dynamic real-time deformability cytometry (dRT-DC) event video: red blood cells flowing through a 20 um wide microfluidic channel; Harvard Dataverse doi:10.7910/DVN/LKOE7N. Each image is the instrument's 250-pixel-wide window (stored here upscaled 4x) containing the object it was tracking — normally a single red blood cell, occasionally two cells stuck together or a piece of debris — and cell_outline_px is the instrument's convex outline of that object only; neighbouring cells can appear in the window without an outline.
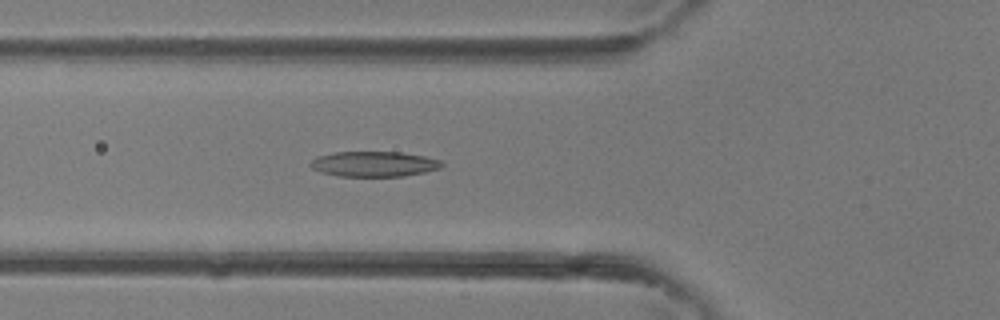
{"species": "common noctule bat (a hibernating species)", "species_latin": "Nyctalus noctula", "temperature_condition": "room temperature", "stored_images_in_passage": 38, "camera_frame_rate_fps": 3000, "um_per_image_px": 0.085, "animal": {"sex": "female"}, "frame": {"image": 1, "passage_image": 13, "time_ms": 4.0, "image_size_px": [1000, 320], "cell_outline_px": [[444, 164], [440, 168], [424, 172], [404, 176], [336, 176], [320, 172], [312, 168], [308, 164], [316, 156], [332, 152], [400, 152], [424, 156], [440, 160]], "centroid_in_image_um": [31.75, 13.94], "position_along_channel_um": 94.1, "area_um2": 19.42}}
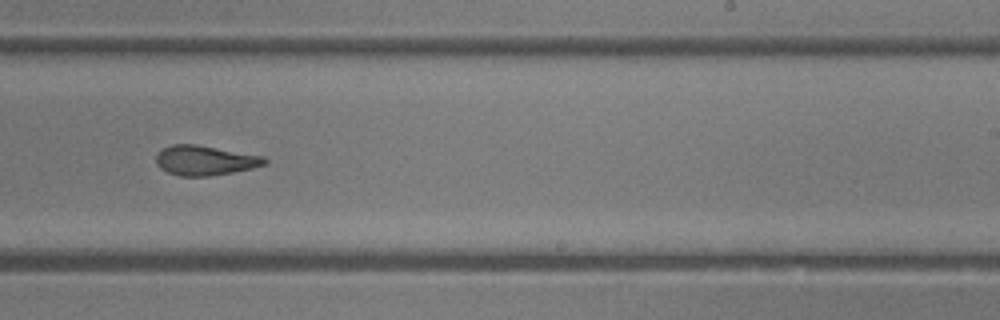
{"frame": {"image": 2, "passage_image": 23, "time_ms": 7.333, "image_size_px": [1000, 320], "cell_outline_px": [[268, 160], [264, 164], [252, 168], [212, 176], [180, 176], [168, 172], [160, 168], [156, 164], [156, 156], [164, 148], [172, 144], [196, 144], [264, 156]], "centroid_in_image_um": [17.42, 13.63], "position_along_channel_um": 271.6, "area_um2": 18.73}}
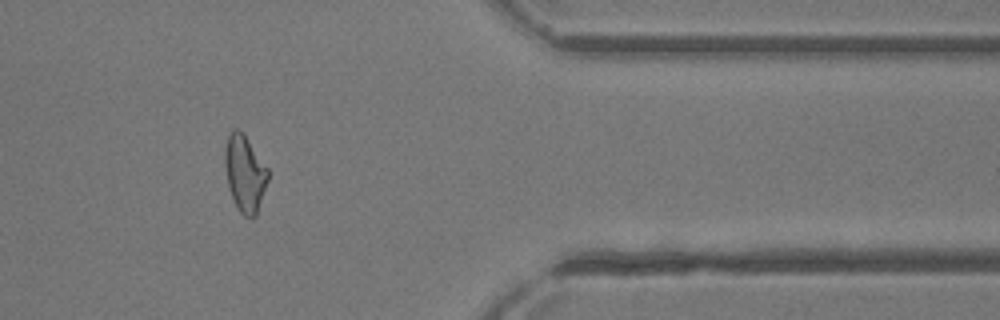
{"frame": {"image": 3, "passage_image": 31, "time_ms": 10.0, "image_size_px": [1000, 320], "cell_outline_px": [[268, 180], [256, 216], [252, 220], [244, 216], [240, 212], [232, 196], [228, 184], [224, 164], [224, 148], [228, 136], [232, 128], [236, 128], [244, 136], [268, 168]], "centroid_in_image_um": [20.8, 14.77], "position_along_channel_um": 390.6, "area_um2": 18.96}}